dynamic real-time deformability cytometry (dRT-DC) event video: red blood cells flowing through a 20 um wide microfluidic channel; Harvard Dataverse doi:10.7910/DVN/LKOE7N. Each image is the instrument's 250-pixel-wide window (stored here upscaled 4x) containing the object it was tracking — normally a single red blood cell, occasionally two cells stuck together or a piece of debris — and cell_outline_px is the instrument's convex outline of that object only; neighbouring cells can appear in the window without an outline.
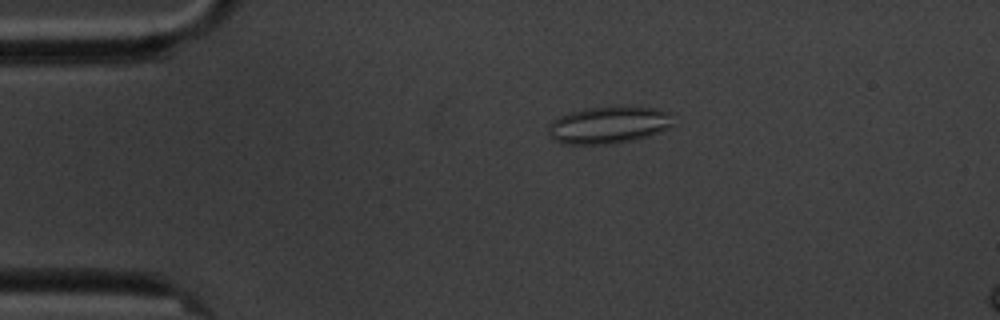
{"species": "common noctule bat (a hibernating species)", "species_latin": "Nyctalus noctula", "temperature_condition": "cold", "stored_images_in_passage": 8, "camera_frame_rate_fps": 3000, "um_per_image_px": 0.085, "animal": {"sex": "male", "body_mass_g": 20.1, "forearm_length_mm": 53.5}, "frame": {"image": 1, "passage_image": 4, "time_ms": 3.333, "image_size_px": [1000, 320], "cell_outline_px": [[672, 124], [668, 128], [648, 136], [632, 140], [608, 144], [564, 144], [556, 140], [548, 132], [548, 124], [552, 120], [568, 112], [584, 108], [632, 104], [660, 108], [672, 112]], "centroid_in_image_um": [51.78, 10.57], "position_along_channel_um": 33.2, "area_um2": 27.74}}
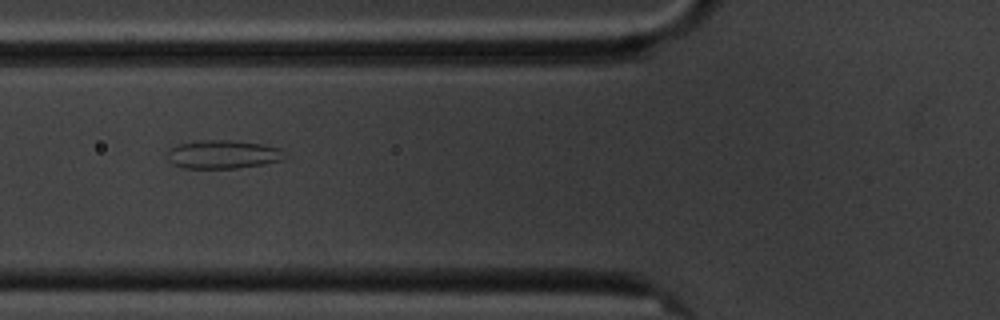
{"frame": {"image": 2, "passage_image": 6, "time_ms": 6.667, "image_size_px": [1000, 320], "cell_outline_px": [[284, 160], [264, 164], [236, 168], [184, 168], [172, 164], [168, 160], [168, 148], [176, 144], [200, 140], [232, 140], [260, 144], [280, 148]], "centroid_in_image_um": [18.89, 13.12], "position_along_channel_um": 106.9, "area_um2": 19.48}}